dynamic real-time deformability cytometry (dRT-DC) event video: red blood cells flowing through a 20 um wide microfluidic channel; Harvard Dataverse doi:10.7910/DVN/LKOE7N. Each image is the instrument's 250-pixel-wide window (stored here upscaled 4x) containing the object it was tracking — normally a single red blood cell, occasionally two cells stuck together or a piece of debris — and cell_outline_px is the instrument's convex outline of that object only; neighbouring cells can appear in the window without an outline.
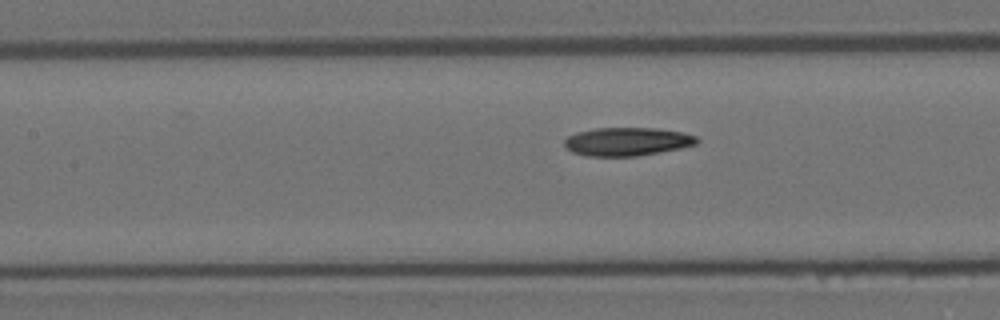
{"species": "Egyptian fruit bat (a non-hibernating species)", "species_latin": "Rousettus aegyptiacus", "temperature_condition": "room temperature", "stored_images_in_passage": 7, "camera_frame_rate_fps": 3000, "um_per_image_px": 0.085, "animal": {"sex": "female"}, "frame": {"image": 1, "passage_image": 7, "time_ms": 2.0, "image_size_px": [1000, 320], "cell_outline_px": [[700, 140], [696, 144], [680, 148], [660, 152], [636, 156], [584, 156], [572, 152], [564, 144], [564, 140], [568, 136], [576, 132], [596, 128], [656, 128], [684, 132], [696, 136]], "centroid_in_image_um": [53.31, 12.03], "position_along_channel_um": 154.1, "area_um2": 21.96}}